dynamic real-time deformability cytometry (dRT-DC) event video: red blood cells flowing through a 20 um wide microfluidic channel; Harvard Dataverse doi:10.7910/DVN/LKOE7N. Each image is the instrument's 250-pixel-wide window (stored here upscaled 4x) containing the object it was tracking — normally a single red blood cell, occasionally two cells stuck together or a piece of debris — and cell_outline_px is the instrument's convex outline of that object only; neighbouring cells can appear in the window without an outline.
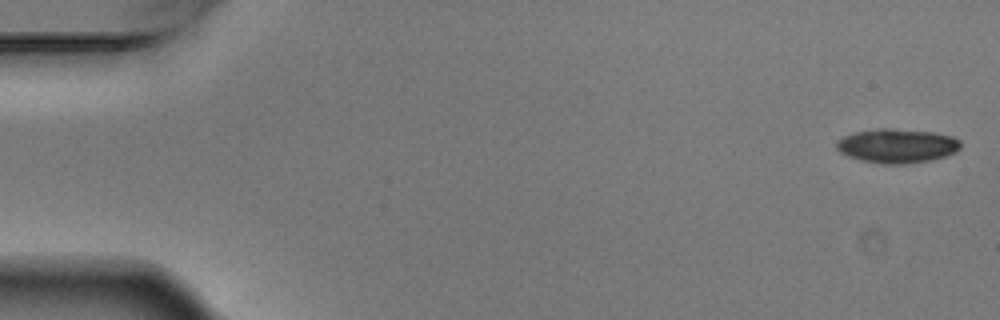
{"species": "Egyptian fruit bat (a non-hibernating species)", "species_latin": "Rousettus aegyptiacus", "temperature_condition": "warm", "stored_images_in_passage": 5, "camera_frame_rate_fps": 3000, "um_per_image_px": 0.085, "animal": {"sex": "male"}, "frame": {"image": 1, "passage_image": 1, "time_ms": 0.0, "image_size_px": [1000, 320], "cell_outline_px": [[960, 148], [956, 152], [944, 156], [928, 160], [904, 164], [884, 164], [860, 160], [848, 156], [840, 152], [836, 148], [836, 140], [844, 136], [856, 132], [880, 128], [892, 128], [932, 132], [952, 136], [960, 140]], "centroid_in_image_um": [76.23, 12.39], "position_along_channel_um": 8.8, "area_um2": 24.62}}
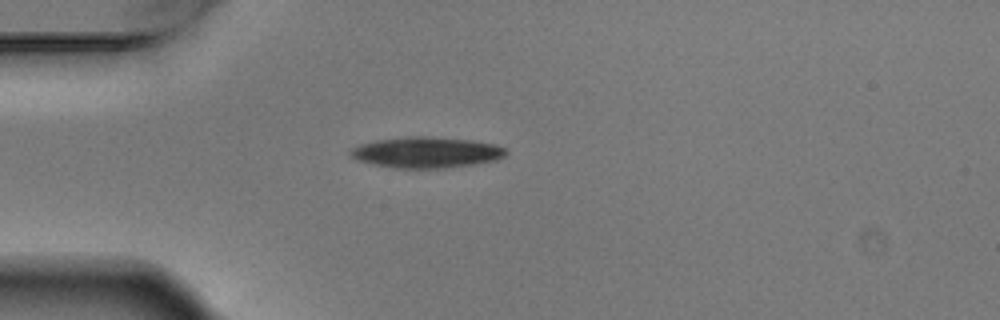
{"frame": {"image": 2, "passage_image": 4, "time_ms": 1.0, "image_size_px": [1000, 320], "cell_outline_px": [[504, 156], [492, 160], [472, 164], [444, 168], [400, 168], [376, 164], [360, 160], [352, 156], [352, 148], [360, 144], [376, 140], [408, 136], [424, 136], [472, 140], [492, 144], [504, 148]], "centroid_in_image_um": [36.23, 12.94], "position_along_channel_um": 48.8, "area_um2": 27.22}}